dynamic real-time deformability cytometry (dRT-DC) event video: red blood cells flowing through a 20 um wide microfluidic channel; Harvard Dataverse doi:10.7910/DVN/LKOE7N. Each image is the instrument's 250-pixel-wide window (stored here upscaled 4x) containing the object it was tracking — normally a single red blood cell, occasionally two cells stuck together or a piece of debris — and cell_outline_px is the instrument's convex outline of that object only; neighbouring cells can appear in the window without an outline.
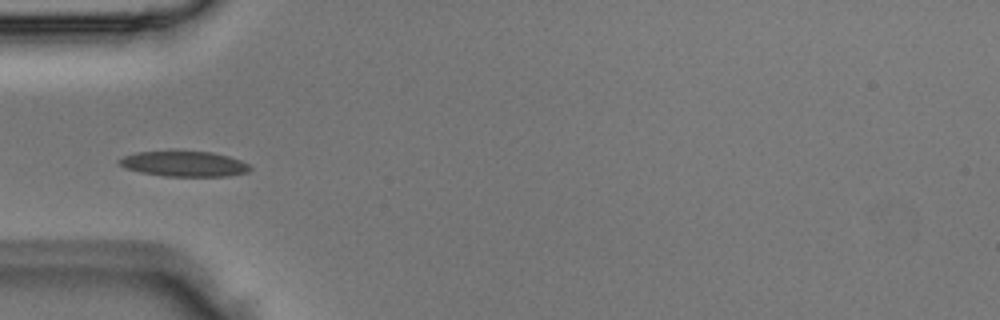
{"species": "Egyptian fruit bat (a non-hibernating species)", "species_latin": "Rousettus aegyptiacus", "temperature_condition": "room temperature", "stored_images_in_passage": 4, "camera_frame_rate_fps": 3000, "um_per_image_px": 0.085, "animal": {"sex": "male"}, "frame": {"image": 1, "passage_image": 3, "time_ms": 0.667, "image_size_px": [1000, 320], "cell_outline_px": [[252, 168], [248, 172], [228, 176], [164, 176], [140, 172], [124, 168], [116, 160], [124, 156], [136, 152], [172, 148], [212, 152], [228, 156], [240, 160], [248, 164]], "centroid_in_image_um": [15.59, 13.88], "position_along_channel_um": 69.4, "area_um2": 20.23}}